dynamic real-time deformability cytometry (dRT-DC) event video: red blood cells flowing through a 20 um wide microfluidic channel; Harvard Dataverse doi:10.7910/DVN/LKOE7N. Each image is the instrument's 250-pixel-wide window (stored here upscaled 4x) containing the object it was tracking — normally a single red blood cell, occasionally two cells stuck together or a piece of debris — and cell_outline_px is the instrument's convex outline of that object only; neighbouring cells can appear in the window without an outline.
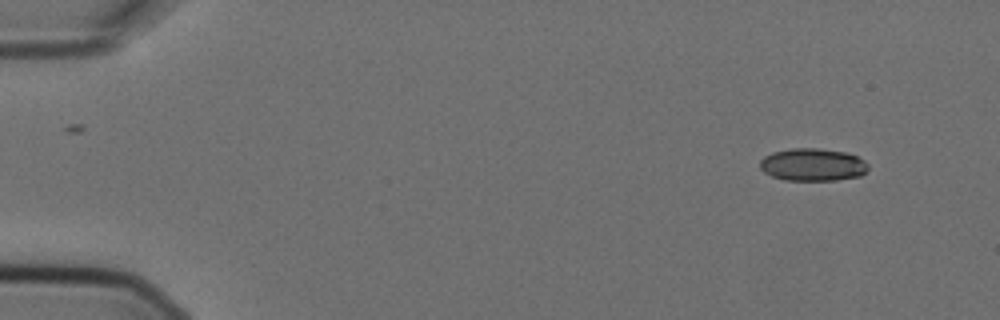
{"species": "Egyptian fruit bat (a non-hibernating species)", "species_latin": "Rousettus aegyptiacus", "temperature_condition": "cold", "stored_images_in_passage": 3, "camera_frame_rate_fps": 3000, "um_per_image_px": 0.085, "animal": {"sex": "female"}, "frame": {"image": 1, "passage_image": 1, "time_ms": 0.0, "image_size_px": [1000, 320], "cell_outline_px": [[868, 168], [860, 176], [836, 180], [784, 180], [772, 176], [764, 172], [760, 168], [760, 160], [764, 156], [772, 152], [792, 148], [816, 148], [844, 152], [856, 156], [864, 160], [868, 164]], "centroid_in_image_um": [69.05, 14.0], "position_along_channel_um": 15.9, "area_um2": 20.52}}